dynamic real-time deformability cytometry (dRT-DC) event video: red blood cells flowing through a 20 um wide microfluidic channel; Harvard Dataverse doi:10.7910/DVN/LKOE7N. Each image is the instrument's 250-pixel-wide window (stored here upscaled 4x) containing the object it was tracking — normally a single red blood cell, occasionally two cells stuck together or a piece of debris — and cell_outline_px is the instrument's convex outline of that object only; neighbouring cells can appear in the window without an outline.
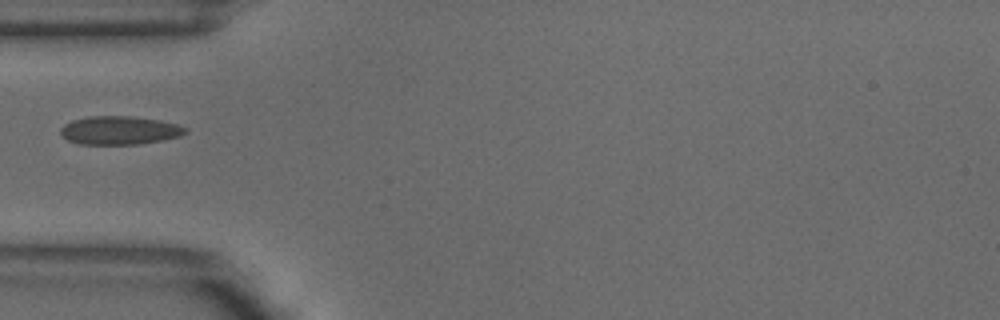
{"species": "common noctule bat (a hibernating species)", "species_latin": "Nyctalus noctula", "temperature_condition": "warm", "stored_images_in_passage": 1, "camera_frame_rate_fps": 3000, "um_per_image_px": 0.085, "animal": {"sex": "male", "body_mass_g": 18.8}, "frame": {"image": 1, "passage_image": 1, "time_ms": 0.0, "image_size_px": [1000, 320], "cell_outline_px": [[188, 132], [180, 136], [160, 140], [136, 144], [80, 144], [68, 140], [60, 132], [60, 128], [64, 124], [72, 120], [88, 116], [128, 116], [160, 120], [176, 124], [188, 128]], "centroid_in_image_um": [10.15, 11.07], "position_along_channel_um": 74.8, "area_um2": 20.58}}